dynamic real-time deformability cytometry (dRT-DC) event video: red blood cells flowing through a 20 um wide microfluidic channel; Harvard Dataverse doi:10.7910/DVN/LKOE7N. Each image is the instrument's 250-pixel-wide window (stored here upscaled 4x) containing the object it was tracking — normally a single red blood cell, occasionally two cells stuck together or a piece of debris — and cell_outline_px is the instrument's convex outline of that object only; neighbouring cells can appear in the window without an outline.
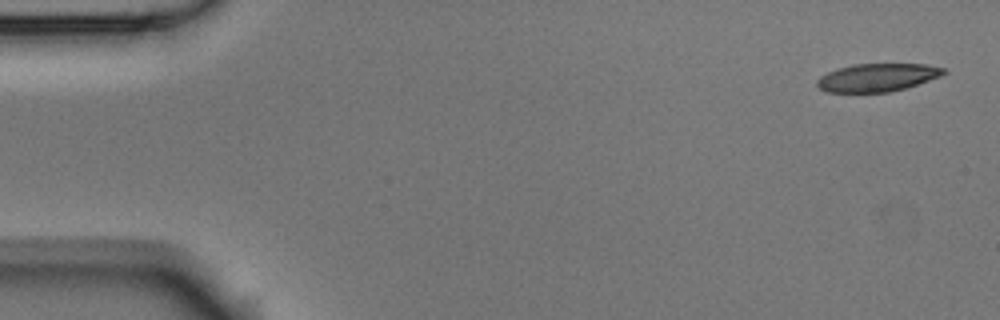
{"species": "Egyptian fruit bat (a non-hibernating species)", "species_latin": "Rousettus aegyptiacus", "temperature_condition": "room temperature", "stored_images_in_passage": 6, "camera_frame_rate_fps": 3000, "um_per_image_px": 0.085, "animal": {"sex": "male"}, "frame": {"image": 1, "passage_image": 1, "time_ms": 0.0, "image_size_px": [1000, 320], "cell_outline_px": [[948, 72], [940, 76], [904, 88], [888, 92], [828, 92], [820, 88], [816, 84], [816, 80], [820, 76], [836, 68], [852, 64], [924, 64], [944, 68]], "centroid_in_image_um": [74.54, 6.58], "position_along_channel_um": 10.5, "area_um2": 20.52}}
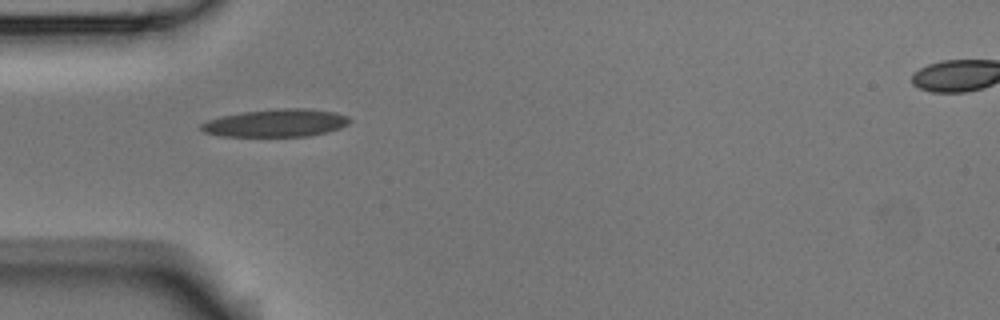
{"frame": {"image": 2, "passage_image": 5, "time_ms": 1.333, "image_size_px": [1000, 320], "cell_outline_px": [[352, 120], [348, 124], [340, 128], [328, 132], [308, 136], [220, 136], [204, 132], [200, 128], [200, 124], [208, 120], [224, 116], [244, 112], [284, 108], [304, 108], [336, 112], [348, 116]], "centroid_in_image_um": [23.51, 10.46], "position_along_channel_um": 61.5, "area_um2": 23.87}}
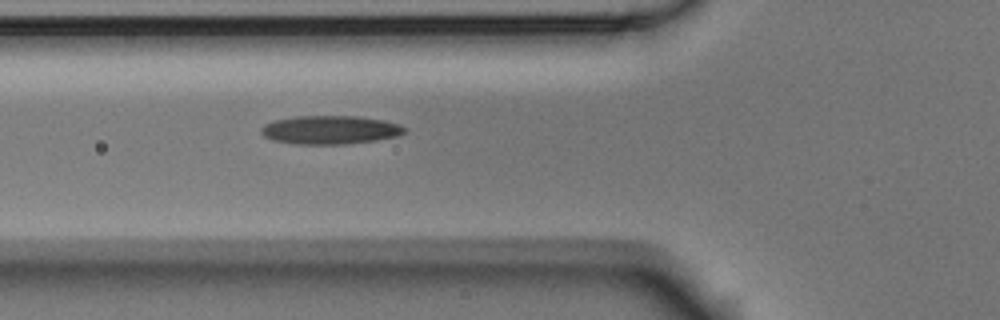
{"frame": {"image": 3, "passage_image": 6, "time_ms": 1.667, "image_size_px": [1000, 320], "cell_outline_px": [[408, 128], [404, 132], [396, 136], [376, 140], [348, 144], [292, 144], [272, 140], [264, 136], [260, 132], [260, 128], [264, 124], [272, 120], [296, 116], [360, 116], [384, 120], [400, 124]], "centroid_in_image_um": [28.04, 11.03], "position_along_channel_um": 97.8, "area_um2": 24.16}}